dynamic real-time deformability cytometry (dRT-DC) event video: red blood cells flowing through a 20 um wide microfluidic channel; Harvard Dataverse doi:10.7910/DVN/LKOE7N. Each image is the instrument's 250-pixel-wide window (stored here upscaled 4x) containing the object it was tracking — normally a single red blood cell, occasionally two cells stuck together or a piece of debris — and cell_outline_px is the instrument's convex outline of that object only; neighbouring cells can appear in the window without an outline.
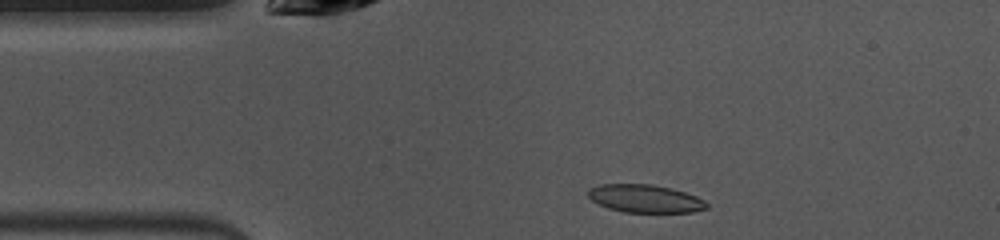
{"species": "common noctule bat (a hibernating species)", "species_latin": "Nyctalus noctula", "temperature_condition": "warm", "stored_images_in_passage": 42, "camera_frame_rate_fps": 3000, "um_per_image_px": 0.085, "animal": {"sex": "female", "body_mass_g": 10.0, "forearm_length_mm": 53.1}, "frame": {"image": 1, "passage_image": 2, "time_ms": 0.333, "image_size_px": [1000, 240], "cell_outline_px": [[708, 208], [692, 212], [624, 212], [608, 208], [592, 200], [588, 196], [588, 188], [600, 184], [652, 184], [672, 188], [696, 196], [704, 200], [708, 204]], "centroid_in_image_um": [54.83, 16.87], "position_along_channel_um": 30.2, "area_um2": 19.31}}
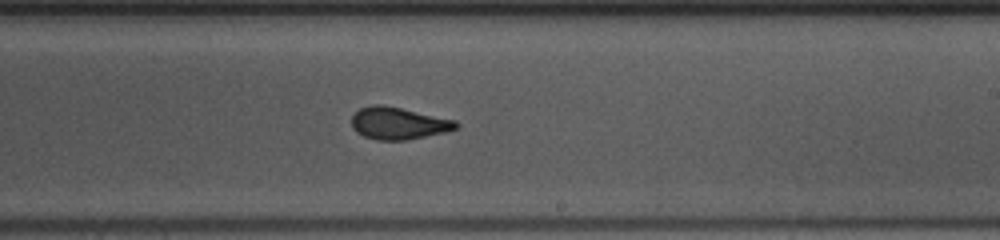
{"frame": {"image": 2, "passage_image": 21, "time_ms": 6.667, "image_size_px": [1000, 240], "cell_outline_px": [[460, 124], [456, 128], [444, 132], [408, 140], [376, 140], [364, 136], [356, 132], [352, 128], [352, 116], [360, 108], [372, 104], [380, 104], [400, 108], [456, 120]], "centroid_in_image_um": [33.84, 10.48], "position_along_channel_um": 255.2, "area_um2": 19.48}}
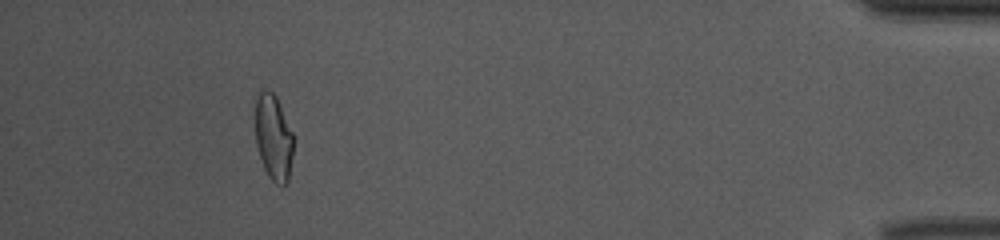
{"frame": {"image": 3, "passage_image": 38, "time_ms": 12.333, "image_size_px": [1000, 240], "cell_outline_px": [[292, 156], [288, 180], [284, 184], [276, 184], [268, 176], [264, 168], [256, 144], [256, 100], [260, 88], [268, 88], [276, 96], [292, 132]], "centroid_in_image_um": [23.23, 11.64], "position_along_channel_um": 412.0, "area_um2": 18.84}, "authors_computed_cell_mechanics": {"area_um2": 19.5075, "velocity_mm_per_s": 4.0, "shape_relaxation_time_tau1_ms": 6.5107, "shape_relaxation_time_tau2_ms": 1.2291, "deformation_change_tau1": 0.1915, "deformation_change_tau2": 0.0625}}